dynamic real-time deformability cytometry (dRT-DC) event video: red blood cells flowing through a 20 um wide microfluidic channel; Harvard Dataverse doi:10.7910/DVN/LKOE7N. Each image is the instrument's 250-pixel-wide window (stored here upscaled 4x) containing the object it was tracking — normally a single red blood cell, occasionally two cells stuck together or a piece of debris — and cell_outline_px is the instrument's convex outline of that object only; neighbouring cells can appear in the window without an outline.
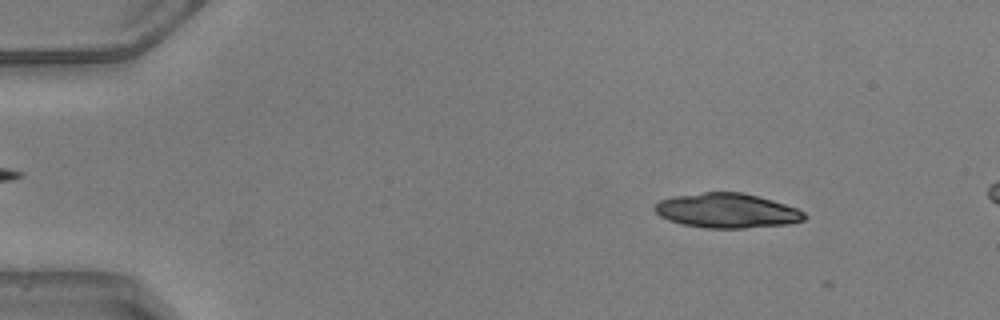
{"species": "common noctule bat (a hibernating species)", "species_latin": "Nyctalus noctula", "temperature_condition": "warm", "stored_images_in_passage": 10, "camera_frame_rate_fps": 3000, "um_per_image_px": 0.085, "animal": {"sex": "male", "body_mass_g": 20.5, "forearm_length_mm": 52.5}, "frame": {"image": 1, "passage_image": 6, "time_ms": 1.667, "image_size_px": [1000, 320], "cell_outline_px": [[808, 216], [804, 220], [788, 224], [744, 228], [704, 228], [684, 224], [668, 220], [660, 216], [652, 208], [660, 200], [676, 196], [704, 192], [744, 192], [772, 200], [796, 208], [804, 212]], "centroid_in_image_um": [61.8, 17.91], "position_along_channel_um": 23.2, "area_um2": 30.11}}